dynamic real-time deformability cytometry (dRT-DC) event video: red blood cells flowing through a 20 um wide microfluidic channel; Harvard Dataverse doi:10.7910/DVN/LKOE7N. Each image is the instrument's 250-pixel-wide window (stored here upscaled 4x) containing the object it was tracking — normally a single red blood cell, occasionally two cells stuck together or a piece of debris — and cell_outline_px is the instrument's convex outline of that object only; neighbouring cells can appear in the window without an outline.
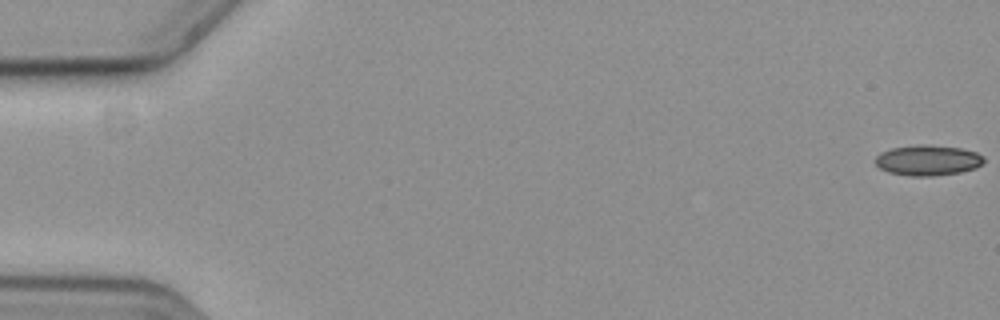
{"species": "common noctule bat (a hibernating species)", "species_latin": "Nyctalus noctula", "temperature_condition": "cold", "stored_images_in_passage": 16, "camera_frame_rate_fps": 3000, "um_per_image_px": 0.085, "animal": {"sex": "female", "body_mass_g": 19.3, "forearm_length_mm": 54.1}, "frame": {"image": 1, "passage_image": 1, "time_ms": 0.0, "image_size_px": [1000, 320], "cell_outline_px": [[984, 160], [976, 168], [960, 172], [932, 176], [912, 176], [888, 172], [880, 168], [872, 160], [880, 152], [892, 148], [920, 144], [924, 144], [960, 148], [976, 152], [984, 156]], "centroid_in_image_um": [78.83, 13.62], "position_along_channel_um": 6.2, "area_um2": 19.31}}
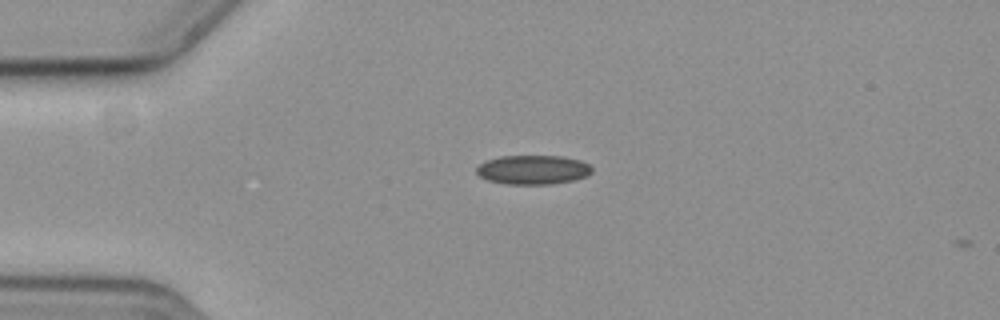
{"frame": {"image": 2, "passage_image": 15, "time_ms": 4.667, "image_size_px": [1000, 320], "cell_outline_px": [[592, 172], [588, 176], [576, 180], [552, 184], [504, 184], [488, 180], [480, 176], [476, 172], [476, 168], [484, 160], [500, 156], [564, 156], [580, 160], [588, 164], [592, 168]], "centroid_in_image_um": [45.31, 14.43], "position_along_channel_um": 39.7, "area_um2": 19.88}}